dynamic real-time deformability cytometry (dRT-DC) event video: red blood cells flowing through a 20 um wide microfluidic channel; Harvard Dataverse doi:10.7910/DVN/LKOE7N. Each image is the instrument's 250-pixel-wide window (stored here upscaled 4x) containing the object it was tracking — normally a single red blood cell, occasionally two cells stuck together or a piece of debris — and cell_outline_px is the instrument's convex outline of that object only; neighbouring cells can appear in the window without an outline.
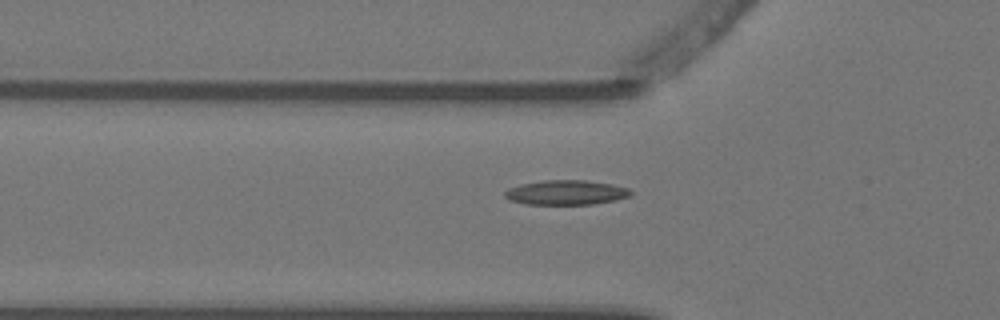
{"species": "Egyptian fruit bat (a non-hibernating species)", "species_latin": "Rousettus aegyptiacus", "temperature_condition": "warm", "stored_images_in_passage": 5, "camera_frame_rate_fps": 3000, "um_per_image_px": 0.085, "animal": {"sex": "female"}, "frame": {"image": 1, "passage_image": 5, "time_ms": 1.333, "image_size_px": [1000, 320], "cell_outline_px": [[632, 196], [616, 200], [592, 204], [528, 204], [512, 200], [504, 196], [504, 192], [508, 188], [520, 184], [544, 180], [584, 180], [612, 184], [628, 188], [632, 192]], "centroid_in_image_um": [48.14, 16.35], "position_along_channel_um": 77.7, "area_um2": 18.03}}